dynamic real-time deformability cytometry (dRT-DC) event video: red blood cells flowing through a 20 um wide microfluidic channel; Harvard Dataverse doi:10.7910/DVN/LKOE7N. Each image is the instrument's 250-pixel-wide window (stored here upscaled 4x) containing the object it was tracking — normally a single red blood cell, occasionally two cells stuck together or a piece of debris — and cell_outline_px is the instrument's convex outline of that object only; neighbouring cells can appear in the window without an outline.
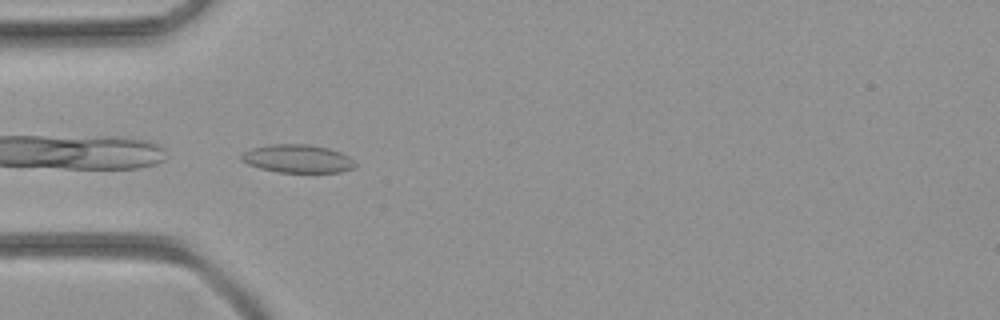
{"species": "common noctule bat (a hibernating species)", "species_latin": "Nyctalus noctula", "temperature_condition": "room temperature", "stored_images_in_passage": 30, "camera_frame_rate_fps": 3000, "um_per_image_px": 0.085, "animal": {"sex": "female", "body_mass_g": 21.9}, "frame": {"image": 1, "passage_image": 1, "time_ms": 0.0, "image_size_px": [1000, 320], "cell_outline_px": [[356, 164], [352, 168], [340, 172], [280, 172], [260, 168], [248, 164], [240, 160], [240, 156], [244, 152], [252, 148], [268, 144], [304, 144], [328, 148], [340, 152], [348, 156]], "centroid_in_image_um": [25.26, 13.48], "position_along_channel_um": 59.7, "area_um2": 18.5}}
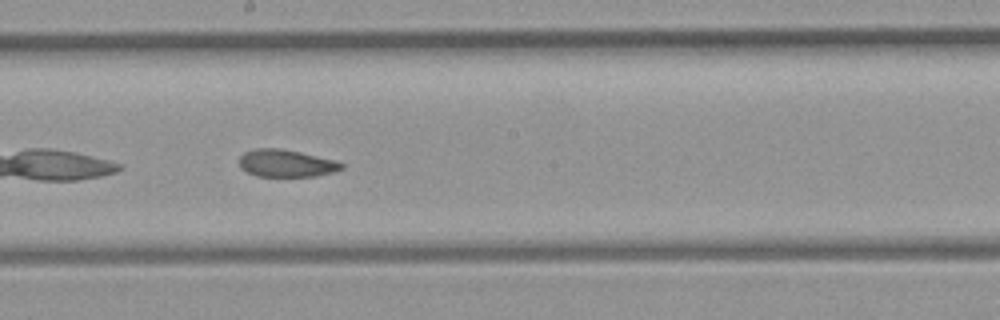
{"frame": {"image": 2, "passage_image": 12, "time_ms": 3.667, "image_size_px": [1000, 320], "cell_outline_px": [[344, 168], [336, 172], [316, 176], [256, 176], [240, 168], [240, 156], [244, 152], [252, 148], [280, 148], [300, 152], [336, 160], [344, 164]], "centroid_in_image_um": [24.35, 13.87], "position_along_channel_um": 223.9, "area_um2": 16.47}}
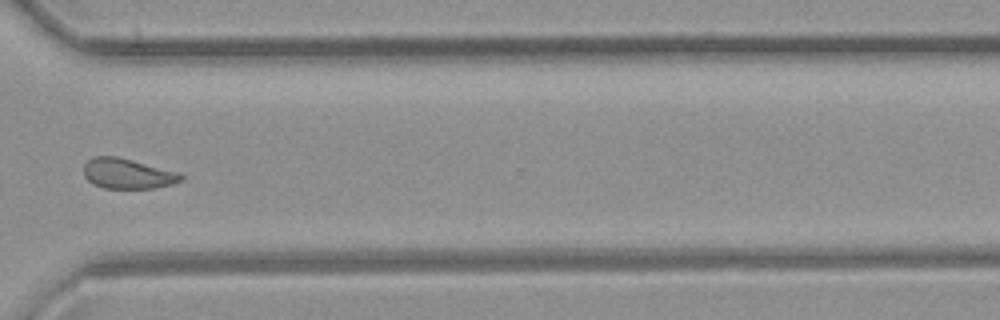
{"frame": {"image": 3, "passage_image": 21, "time_ms": 6.667, "image_size_px": [1000, 320], "cell_outline_px": [[184, 180], [172, 184], [156, 188], [104, 188], [92, 184], [84, 176], [84, 164], [88, 160], [96, 156], [116, 156], [180, 172], [184, 176]], "centroid_in_image_um": [10.87, 14.76], "position_along_channel_um": 359.7, "area_um2": 17.22}}